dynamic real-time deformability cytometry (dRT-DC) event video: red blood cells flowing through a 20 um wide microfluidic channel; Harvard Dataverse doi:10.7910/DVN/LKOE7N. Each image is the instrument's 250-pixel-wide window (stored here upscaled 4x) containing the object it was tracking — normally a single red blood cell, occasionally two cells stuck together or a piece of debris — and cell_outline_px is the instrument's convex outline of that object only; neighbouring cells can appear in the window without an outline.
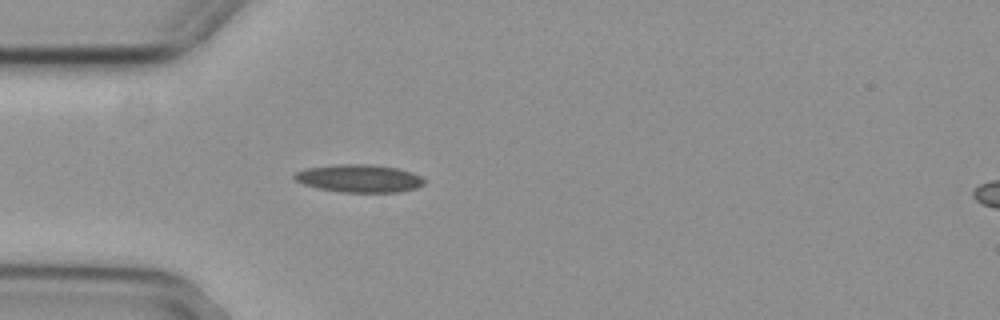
{"species": "common noctule bat (a hibernating species)", "species_latin": "Nyctalus noctula", "temperature_condition": "cold", "stored_images_in_passage": 4, "camera_frame_rate_fps": 3000, "um_per_image_px": 0.085, "animal": {"sex": "female", "body_mass_g": 29.2, "forearm_length_mm": 56.3}, "frame": {"image": 1, "passage_image": 4, "time_ms": 1.0, "image_size_px": [1000, 320], "cell_outline_px": [[424, 184], [416, 188], [400, 192], [340, 192], [320, 188], [304, 184], [296, 180], [292, 176], [296, 172], [304, 168], [336, 164], [372, 164], [396, 168], [412, 172], [420, 176], [424, 180]], "centroid_in_image_um": [30.53, 15.16], "position_along_channel_um": 54.5, "area_um2": 21.04}}